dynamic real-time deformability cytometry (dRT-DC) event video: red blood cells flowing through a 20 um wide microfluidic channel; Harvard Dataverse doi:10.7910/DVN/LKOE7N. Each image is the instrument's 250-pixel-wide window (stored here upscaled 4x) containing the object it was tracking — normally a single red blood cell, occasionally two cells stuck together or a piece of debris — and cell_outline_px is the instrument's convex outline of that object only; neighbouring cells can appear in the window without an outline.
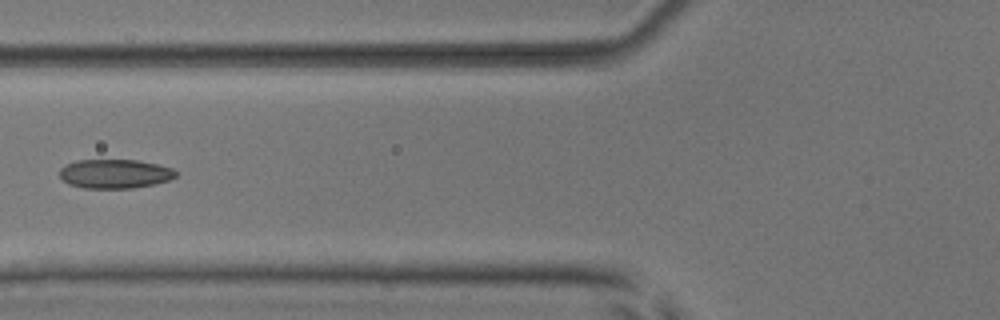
{"species": "common noctule bat (a hibernating species)", "species_latin": "Nyctalus noctula", "temperature_condition": "room temperature", "stored_images_in_passage": 7, "camera_frame_rate_fps": 3000, "um_per_image_px": 0.085, "animal": {"sex": "male", "body_mass_g": 17.9, "forearm_length_mm": 54.2}, "frame": {"image": 1, "passage_image": 6, "time_ms": 1.667, "image_size_px": [1000, 320], "cell_outline_px": [[176, 176], [168, 180], [152, 184], [132, 188], [84, 188], [68, 184], [60, 176], [60, 168], [64, 164], [76, 160], [136, 160], [156, 164], [172, 168], [176, 172]], "centroid_in_image_um": [9.71, 14.76], "position_along_channel_um": 116.1, "area_um2": 19.59}}
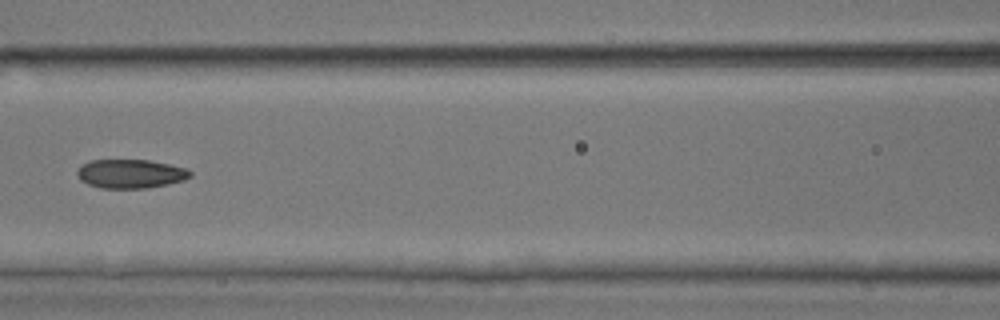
{"frame": {"image": 2, "passage_image": 7, "time_ms": 2.0, "image_size_px": [1000, 320], "cell_outline_px": [[192, 176], [184, 180], [168, 184], [148, 188], [100, 188], [88, 184], [80, 180], [76, 172], [80, 164], [88, 160], [148, 160], [188, 168], [192, 172]], "centroid_in_image_um": [11.09, 14.76], "position_along_channel_um": 155.5, "area_um2": 19.25}}